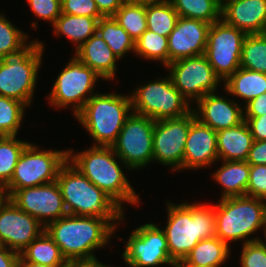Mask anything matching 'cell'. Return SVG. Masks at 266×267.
<instances>
[{"label": "cell", "instance_id": "4", "mask_svg": "<svg viewBox=\"0 0 266 267\" xmlns=\"http://www.w3.org/2000/svg\"><path fill=\"white\" fill-rule=\"evenodd\" d=\"M56 181L67 214L100 217L115 229L124 221L125 211L69 161L60 168Z\"/></svg>", "mask_w": 266, "mask_h": 267}, {"label": "cell", "instance_id": "43", "mask_svg": "<svg viewBox=\"0 0 266 267\" xmlns=\"http://www.w3.org/2000/svg\"><path fill=\"white\" fill-rule=\"evenodd\" d=\"M244 117L266 115V92L243 106Z\"/></svg>", "mask_w": 266, "mask_h": 267}, {"label": "cell", "instance_id": "16", "mask_svg": "<svg viewBox=\"0 0 266 267\" xmlns=\"http://www.w3.org/2000/svg\"><path fill=\"white\" fill-rule=\"evenodd\" d=\"M9 199L20 210L36 218L45 228L67 215L57 181L18 189Z\"/></svg>", "mask_w": 266, "mask_h": 267}, {"label": "cell", "instance_id": "21", "mask_svg": "<svg viewBox=\"0 0 266 267\" xmlns=\"http://www.w3.org/2000/svg\"><path fill=\"white\" fill-rule=\"evenodd\" d=\"M221 19L246 34L266 33V0H226Z\"/></svg>", "mask_w": 266, "mask_h": 267}, {"label": "cell", "instance_id": "29", "mask_svg": "<svg viewBox=\"0 0 266 267\" xmlns=\"http://www.w3.org/2000/svg\"><path fill=\"white\" fill-rule=\"evenodd\" d=\"M97 33L119 60L129 52L134 53L135 41L112 16L103 17L98 20Z\"/></svg>", "mask_w": 266, "mask_h": 267}, {"label": "cell", "instance_id": "36", "mask_svg": "<svg viewBox=\"0 0 266 267\" xmlns=\"http://www.w3.org/2000/svg\"><path fill=\"white\" fill-rule=\"evenodd\" d=\"M178 18L179 15L170 1L146 5L147 29L159 35L168 37L174 30Z\"/></svg>", "mask_w": 266, "mask_h": 267}, {"label": "cell", "instance_id": "39", "mask_svg": "<svg viewBox=\"0 0 266 267\" xmlns=\"http://www.w3.org/2000/svg\"><path fill=\"white\" fill-rule=\"evenodd\" d=\"M63 14L88 16L97 20L104 16L99 12L95 0H61Z\"/></svg>", "mask_w": 266, "mask_h": 267}, {"label": "cell", "instance_id": "54", "mask_svg": "<svg viewBox=\"0 0 266 267\" xmlns=\"http://www.w3.org/2000/svg\"><path fill=\"white\" fill-rule=\"evenodd\" d=\"M171 267H180V266L176 263L175 265H173Z\"/></svg>", "mask_w": 266, "mask_h": 267}, {"label": "cell", "instance_id": "10", "mask_svg": "<svg viewBox=\"0 0 266 267\" xmlns=\"http://www.w3.org/2000/svg\"><path fill=\"white\" fill-rule=\"evenodd\" d=\"M59 72L48 95L49 106L57 109L72 107L75 117L85 103L97 92L95 86L99 79L103 80L90 67L83 64L75 55Z\"/></svg>", "mask_w": 266, "mask_h": 267}, {"label": "cell", "instance_id": "6", "mask_svg": "<svg viewBox=\"0 0 266 267\" xmlns=\"http://www.w3.org/2000/svg\"><path fill=\"white\" fill-rule=\"evenodd\" d=\"M131 113L129 94L97 92L75 118L93 138L92 146L111 147Z\"/></svg>", "mask_w": 266, "mask_h": 267}, {"label": "cell", "instance_id": "31", "mask_svg": "<svg viewBox=\"0 0 266 267\" xmlns=\"http://www.w3.org/2000/svg\"><path fill=\"white\" fill-rule=\"evenodd\" d=\"M0 13V59L22 53L34 40ZM29 41V42H28ZM28 42V43H27Z\"/></svg>", "mask_w": 266, "mask_h": 267}, {"label": "cell", "instance_id": "47", "mask_svg": "<svg viewBox=\"0 0 266 267\" xmlns=\"http://www.w3.org/2000/svg\"><path fill=\"white\" fill-rule=\"evenodd\" d=\"M62 267H112L100 262L99 259L94 260H78V261H66Z\"/></svg>", "mask_w": 266, "mask_h": 267}, {"label": "cell", "instance_id": "41", "mask_svg": "<svg viewBox=\"0 0 266 267\" xmlns=\"http://www.w3.org/2000/svg\"><path fill=\"white\" fill-rule=\"evenodd\" d=\"M246 196L266 200V165H250Z\"/></svg>", "mask_w": 266, "mask_h": 267}, {"label": "cell", "instance_id": "28", "mask_svg": "<svg viewBox=\"0 0 266 267\" xmlns=\"http://www.w3.org/2000/svg\"><path fill=\"white\" fill-rule=\"evenodd\" d=\"M19 261H28L48 266H63L66 259L62 256L59 246L44 231L20 252Z\"/></svg>", "mask_w": 266, "mask_h": 267}, {"label": "cell", "instance_id": "26", "mask_svg": "<svg viewBox=\"0 0 266 267\" xmlns=\"http://www.w3.org/2000/svg\"><path fill=\"white\" fill-rule=\"evenodd\" d=\"M231 247L214 236L200 240L178 265L194 267H221L230 258Z\"/></svg>", "mask_w": 266, "mask_h": 267}, {"label": "cell", "instance_id": "49", "mask_svg": "<svg viewBox=\"0 0 266 267\" xmlns=\"http://www.w3.org/2000/svg\"><path fill=\"white\" fill-rule=\"evenodd\" d=\"M18 267H62V266H48L39 263H33L28 261H19Z\"/></svg>", "mask_w": 266, "mask_h": 267}, {"label": "cell", "instance_id": "3", "mask_svg": "<svg viewBox=\"0 0 266 267\" xmlns=\"http://www.w3.org/2000/svg\"><path fill=\"white\" fill-rule=\"evenodd\" d=\"M45 231L59 246L66 261L97 259L93 252L105 249L117 232L100 217L69 214L50 223Z\"/></svg>", "mask_w": 266, "mask_h": 267}, {"label": "cell", "instance_id": "13", "mask_svg": "<svg viewBox=\"0 0 266 267\" xmlns=\"http://www.w3.org/2000/svg\"><path fill=\"white\" fill-rule=\"evenodd\" d=\"M246 35L222 19L210 25L204 55L222 83L240 68L242 44Z\"/></svg>", "mask_w": 266, "mask_h": 267}, {"label": "cell", "instance_id": "25", "mask_svg": "<svg viewBox=\"0 0 266 267\" xmlns=\"http://www.w3.org/2000/svg\"><path fill=\"white\" fill-rule=\"evenodd\" d=\"M222 87H224V93L240 98L246 105L266 92V73L240 67L223 82Z\"/></svg>", "mask_w": 266, "mask_h": 267}, {"label": "cell", "instance_id": "5", "mask_svg": "<svg viewBox=\"0 0 266 267\" xmlns=\"http://www.w3.org/2000/svg\"><path fill=\"white\" fill-rule=\"evenodd\" d=\"M215 212L216 237L226 242L242 241L245 244L261 240L257 231L264 230L266 224V200L237 196L218 200L213 205ZM263 228V229H261ZM250 237V238H249Z\"/></svg>", "mask_w": 266, "mask_h": 267}, {"label": "cell", "instance_id": "44", "mask_svg": "<svg viewBox=\"0 0 266 267\" xmlns=\"http://www.w3.org/2000/svg\"><path fill=\"white\" fill-rule=\"evenodd\" d=\"M246 162L249 165H266V140H254Z\"/></svg>", "mask_w": 266, "mask_h": 267}, {"label": "cell", "instance_id": "27", "mask_svg": "<svg viewBox=\"0 0 266 267\" xmlns=\"http://www.w3.org/2000/svg\"><path fill=\"white\" fill-rule=\"evenodd\" d=\"M96 18L63 14L52 24L55 36H66L74 44L75 51L97 32ZM76 44V45H75Z\"/></svg>", "mask_w": 266, "mask_h": 267}, {"label": "cell", "instance_id": "35", "mask_svg": "<svg viewBox=\"0 0 266 267\" xmlns=\"http://www.w3.org/2000/svg\"><path fill=\"white\" fill-rule=\"evenodd\" d=\"M29 143L17 136H0V184L3 187L10 182L17 161Z\"/></svg>", "mask_w": 266, "mask_h": 267}, {"label": "cell", "instance_id": "45", "mask_svg": "<svg viewBox=\"0 0 266 267\" xmlns=\"http://www.w3.org/2000/svg\"><path fill=\"white\" fill-rule=\"evenodd\" d=\"M20 253L0 244V267H18Z\"/></svg>", "mask_w": 266, "mask_h": 267}, {"label": "cell", "instance_id": "51", "mask_svg": "<svg viewBox=\"0 0 266 267\" xmlns=\"http://www.w3.org/2000/svg\"><path fill=\"white\" fill-rule=\"evenodd\" d=\"M262 232H263L264 240H265V242L263 241V243L266 245V224H265L264 230Z\"/></svg>", "mask_w": 266, "mask_h": 267}, {"label": "cell", "instance_id": "53", "mask_svg": "<svg viewBox=\"0 0 266 267\" xmlns=\"http://www.w3.org/2000/svg\"><path fill=\"white\" fill-rule=\"evenodd\" d=\"M180 267H194V266H189V265H179Z\"/></svg>", "mask_w": 266, "mask_h": 267}, {"label": "cell", "instance_id": "24", "mask_svg": "<svg viewBox=\"0 0 266 267\" xmlns=\"http://www.w3.org/2000/svg\"><path fill=\"white\" fill-rule=\"evenodd\" d=\"M215 171L211 177L221 185L220 199L246 195L250 174V165L246 161H222Z\"/></svg>", "mask_w": 266, "mask_h": 267}, {"label": "cell", "instance_id": "52", "mask_svg": "<svg viewBox=\"0 0 266 267\" xmlns=\"http://www.w3.org/2000/svg\"><path fill=\"white\" fill-rule=\"evenodd\" d=\"M216 2H218L221 6L226 2V0H215Z\"/></svg>", "mask_w": 266, "mask_h": 267}, {"label": "cell", "instance_id": "22", "mask_svg": "<svg viewBox=\"0 0 266 267\" xmlns=\"http://www.w3.org/2000/svg\"><path fill=\"white\" fill-rule=\"evenodd\" d=\"M74 55L103 80L113 81L116 77L119 59L97 32L74 51Z\"/></svg>", "mask_w": 266, "mask_h": 267}, {"label": "cell", "instance_id": "1", "mask_svg": "<svg viewBox=\"0 0 266 267\" xmlns=\"http://www.w3.org/2000/svg\"><path fill=\"white\" fill-rule=\"evenodd\" d=\"M68 161L90 182L109 195L124 211V203L129 206L130 204L139 206L140 196L127 179L122 167L124 166L126 171L130 169L116 155L112 147L92 146L79 152L71 148L68 149Z\"/></svg>", "mask_w": 266, "mask_h": 267}, {"label": "cell", "instance_id": "8", "mask_svg": "<svg viewBox=\"0 0 266 267\" xmlns=\"http://www.w3.org/2000/svg\"><path fill=\"white\" fill-rule=\"evenodd\" d=\"M139 85L129 93L132 112L158 121L180 118L192 111L193 107L175 88L169 75Z\"/></svg>", "mask_w": 266, "mask_h": 267}, {"label": "cell", "instance_id": "50", "mask_svg": "<svg viewBox=\"0 0 266 267\" xmlns=\"http://www.w3.org/2000/svg\"><path fill=\"white\" fill-rule=\"evenodd\" d=\"M7 198L5 188L0 184V205L4 202Z\"/></svg>", "mask_w": 266, "mask_h": 267}, {"label": "cell", "instance_id": "15", "mask_svg": "<svg viewBox=\"0 0 266 267\" xmlns=\"http://www.w3.org/2000/svg\"><path fill=\"white\" fill-rule=\"evenodd\" d=\"M196 119L192 110L180 118L155 121L153 132V162L171 171H183L184 148L191 123Z\"/></svg>", "mask_w": 266, "mask_h": 267}, {"label": "cell", "instance_id": "11", "mask_svg": "<svg viewBox=\"0 0 266 267\" xmlns=\"http://www.w3.org/2000/svg\"><path fill=\"white\" fill-rule=\"evenodd\" d=\"M154 124L152 118L132 112L111 146L131 171L153 162Z\"/></svg>", "mask_w": 266, "mask_h": 267}, {"label": "cell", "instance_id": "18", "mask_svg": "<svg viewBox=\"0 0 266 267\" xmlns=\"http://www.w3.org/2000/svg\"><path fill=\"white\" fill-rule=\"evenodd\" d=\"M210 23L179 17L168 36L169 64L182 58L204 55Z\"/></svg>", "mask_w": 266, "mask_h": 267}, {"label": "cell", "instance_id": "32", "mask_svg": "<svg viewBox=\"0 0 266 267\" xmlns=\"http://www.w3.org/2000/svg\"><path fill=\"white\" fill-rule=\"evenodd\" d=\"M134 54L149 61L160 62L166 67L169 64L168 37L147 29L135 41Z\"/></svg>", "mask_w": 266, "mask_h": 267}, {"label": "cell", "instance_id": "46", "mask_svg": "<svg viewBox=\"0 0 266 267\" xmlns=\"http://www.w3.org/2000/svg\"><path fill=\"white\" fill-rule=\"evenodd\" d=\"M99 12L104 16H113L125 2L124 0H95Z\"/></svg>", "mask_w": 266, "mask_h": 267}, {"label": "cell", "instance_id": "34", "mask_svg": "<svg viewBox=\"0 0 266 267\" xmlns=\"http://www.w3.org/2000/svg\"><path fill=\"white\" fill-rule=\"evenodd\" d=\"M240 67L266 73V33L246 35L242 44Z\"/></svg>", "mask_w": 266, "mask_h": 267}, {"label": "cell", "instance_id": "33", "mask_svg": "<svg viewBox=\"0 0 266 267\" xmlns=\"http://www.w3.org/2000/svg\"><path fill=\"white\" fill-rule=\"evenodd\" d=\"M136 41L146 30V5L125 1L112 16Z\"/></svg>", "mask_w": 266, "mask_h": 267}, {"label": "cell", "instance_id": "12", "mask_svg": "<svg viewBox=\"0 0 266 267\" xmlns=\"http://www.w3.org/2000/svg\"><path fill=\"white\" fill-rule=\"evenodd\" d=\"M165 68L175 88L191 105L206 94L217 92L222 82L205 55L178 59Z\"/></svg>", "mask_w": 266, "mask_h": 267}, {"label": "cell", "instance_id": "20", "mask_svg": "<svg viewBox=\"0 0 266 267\" xmlns=\"http://www.w3.org/2000/svg\"><path fill=\"white\" fill-rule=\"evenodd\" d=\"M219 161L217 132L197 118L191 123L184 148L183 170L212 167Z\"/></svg>", "mask_w": 266, "mask_h": 267}, {"label": "cell", "instance_id": "9", "mask_svg": "<svg viewBox=\"0 0 266 267\" xmlns=\"http://www.w3.org/2000/svg\"><path fill=\"white\" fill-rule=\"evenodd\" d=\"M29 143L22 151L10 182L4 187L9 198L16 190L56 181L60 168L68 161V149H39Z\"/></svg>", "mask_w": 266, "mask_h": 267}, {"label": "cell", "instance_id": "42", "mask_svg": "<svg viewBox=\"0 0 266 267\" xmlns=\"http://www.w3.org/2000/svg\"><path fill=\"white\" fill-rule=\"evenodd\" d=\"M252 137L256 141L266 140V115L258 117H244Z\"/></svg>", "mask_w": 266, "mask_h": 267}, {"label": "cell", "instance_id": "40", "mask_svg": "<svg viewBox=\"0 0 266 267\" xmlns=\"http://www.w3.org/2000/svg\"><path fill=\"white\" fill-rule=\"evenodd\" d=\"M34 16L51 25L61 15V0H27Z\"/></svg>", "mask_w": 266, "mask_h": 267}, {"label": "cell", "instance_id": "30", "mask_svg": "<svg viewBox=\"0 0 266 267\" xmlns=\"http://www.w3.org/2000/svg\"><path fill=\"white\" fill-rule=\"evenodd\" d=\"M179 17L212 24L221 19V5L215 0H170Z\"/></svg>", "mask_w": 266, "mask_h": 267}, {"label": "cell", "instance_id": "38", "mask_svg": "<svg viewBox=\"0 0 266 267\" xmlns=\"http://www.w3.org/2000/svg\"><path fill=\"white\" fill-rule=\"evenodd\" d=\"M241 267H266V245L263 239L242 244Z\"/></svg>", "mask_w": 266, "mask_h": 267}, {"label": "cell", "instance_id": "48", "mask_svg": "<svg viewBox=\"0 0 266 267\" xmlns=\"http://www.w3.org/2000/svg\"><path fill=\"white\" fill-rule=\"evenodd\" d=\"M170 0H129V2L141 4V5H153L168 2Z\"/></svg>", "mask_w": 266, "mask_h": 267}, {"label": "cell", "instance_id": "7", "mask_svg": "<svg viewBox=\"0 0 266 267\" xmlns=\"http://www.w3.org/2000/svg\"><path fill=\"white\" fill-rule=\"evenodd\" d=\"M44 46L43 41L34 39L22 53L0 59V96L31 107L43 63Z\"/></svg>", "mask_w": 266, "mask_h": 267}, {"label": "cell", "instance_id": "14", "mask_svg": "<svg viewBox=\"0 0 266 267\" xmlns=\"http://www.w3.org/2000/svg\"><path fill=\"white\" fill-rule=\"evenodd\" d=\"M158 226L150 222L132 231L121 254L127 267H171L176 264L169 255L165 233Z\"/></svg>", "mask_w": 266, "mask_h": 267}, {"label": "cell", "instance_id": "2", "mask_svg": "<svg viewBox=\"0 0 266 267\" xmlns=\"http://www.w3.org/2000/svg\"><path fill=\"white\" fill-rule=\"evenodd\" d=\"M167 221L162 229L167 239L169 255L179 263L200 240L216 235L214 207L207 203L182 202L166 204Z\"/></svg>", "mask_w": 266, "mask_h": 267}, {"label": "cell", "instance_id": "23", "mask_svg": "<svg viewBox=\"0 0 266 267\" xmlns=\"http://www.w3.org/2000/svg\"><path fill=\"white\" fill-rule=\"evenodd\" d=\"M254 139L247 123L217 131V151L220 161H246Z\"/></svg>", "mask_w": 266, "mask_h": 267}, {"label": "cell", "instance_id": "19", "mask_svg": "<svg viewBox=\"0 0 266 267\" xmlns=\"http://www.w3.org/2000/svg\"><path fill=\"white\" fill-rule=\"evenodd\" d=\"M217 94L208 93L196 102L197 107L192 108L196 118L216 132L244 122L243 103Z\"/></svg>", "mask_w": 266, "mask_h": 267}, {"label": "cell", "instance_id": "37", "mask_svg": "<svg viewBox=\"0 0 266 267\" xmlns=\"http://www.w3.org/2000/svg\"><path fill=\"white\" fill-rule=\"evenodd\" d=\"M26 107L20 101L0 96V136H18Z\"/></svg>", "mask_w": 266, "mask_h": 267}, {"label": "cell", "instance_id": "17", "mask_svg": "<svg viewBox=\"0 0 266 267\" xmlns=\"http://www.w3.org/2000/svg\"><path fill=\"white\" fill-rule=\"evenodd\" d=\"M45 231L34 217L20 210L9 198L0 205V244L18 253Z\"/></svg>", "mask_w": 266, "mask_h": 267}]
</instances>
